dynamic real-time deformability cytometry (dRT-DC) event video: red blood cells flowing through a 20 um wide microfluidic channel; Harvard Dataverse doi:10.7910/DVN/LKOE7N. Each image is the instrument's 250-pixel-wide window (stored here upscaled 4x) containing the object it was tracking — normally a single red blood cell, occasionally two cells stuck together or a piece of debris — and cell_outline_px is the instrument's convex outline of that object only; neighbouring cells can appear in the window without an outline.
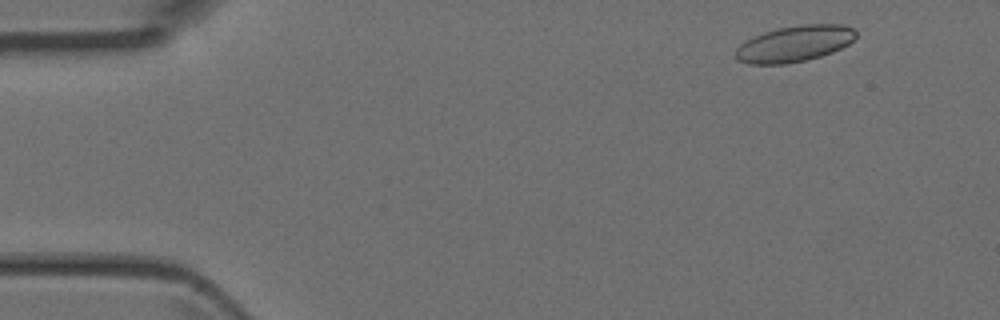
{"species": "Egyptian fruit bat (a non-hibernating species)", "species_latin": "Rousettus aegyptiacus", "temperature_condition": "room temperature", "stored_images_in_passage": 3, "camera_frame_rate_fps": 3000, "um_per_image_px": 0.085, "animal": {"sex": "female"}, "frame": {"image": 1, "passage_image": 1, "time_ms": 0.0, "image_size_px": [1000, 320], "cell_outline_px": [[856, 36], [848, 44], [832, 52], [820, 56], [804, 60], [784, 64], [748, 64], [736, 60], [736, 48], [740, 44], [752, 36], [764, 32], [780, 28], [800, 24], [840, 24], [852, 28], [856, 32]], "centroid_in_image_um": [67.5, 3.71], "position_along_channel_um": 17.5, "area_um2": 25.2}}